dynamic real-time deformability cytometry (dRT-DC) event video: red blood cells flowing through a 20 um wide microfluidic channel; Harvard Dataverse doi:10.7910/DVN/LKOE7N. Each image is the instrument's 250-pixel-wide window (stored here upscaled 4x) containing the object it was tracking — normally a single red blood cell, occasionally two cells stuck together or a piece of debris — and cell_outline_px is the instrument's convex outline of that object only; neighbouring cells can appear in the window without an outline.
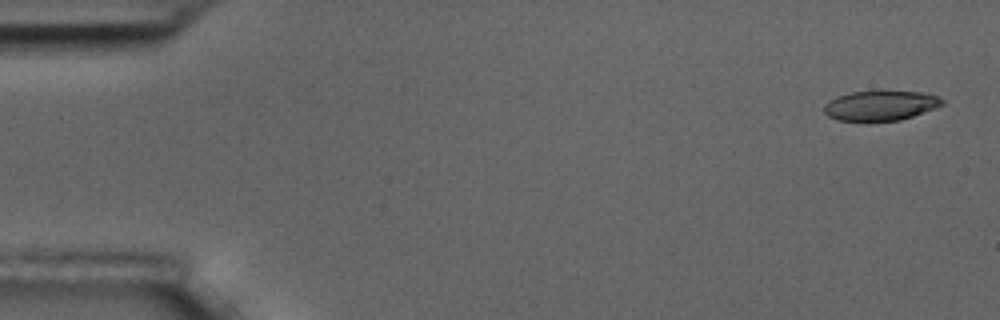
{"species": "common noctule bat (a hibernating species)", "species_latin": "Nyctalus noctula", "temperature_condition": "room temperature", "stored_images_in_passage": 5, "camera_frame_rate_fps": 3000, "um_per_image_px": 0.085, "animal": {"sex": "male", "body_mass_g": 17.5, "forearm_length_mm": 52.3}, "frame": {"image": 1, "passage_image": 1, "time_ms": 0.0, "image_size_px": [1000, 320], "cell_outline_px": [[944, 104], [912, 116], [900, 120], [836, 120], [828, 116], [824, 112], [824, 104], [828, 100], [836, 96], [852, 92], [924, 92], [936, 96], [944, 100]], "centroid_in_image_um": [74.8, 8.97], "position_along_channel_um": 10.2, "area_um2": 20.11}}
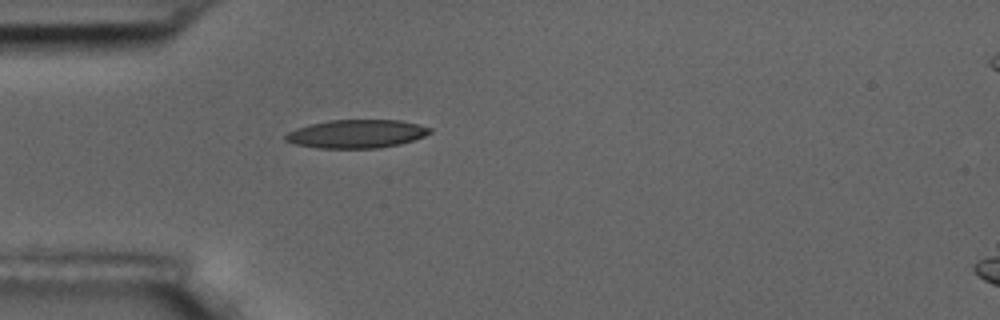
{"frame": {"image": 2, "passage_image": 5, "time_ms": 4.667, "image_size_px": [1000, 320], "cell_outline_px": [[432, 132], [424, 136], [400, 144], [376, 148], [316, 148], [296, 144], [284, 140], [284, 136], [288, 132], [296, 128], [308, 124], [328, 120], [400, 120], [432, 128]], "centroid_in_image_um": [30.27, 11.37], "position_along_channel_um": 54.7, "area_um2": 23.87}}